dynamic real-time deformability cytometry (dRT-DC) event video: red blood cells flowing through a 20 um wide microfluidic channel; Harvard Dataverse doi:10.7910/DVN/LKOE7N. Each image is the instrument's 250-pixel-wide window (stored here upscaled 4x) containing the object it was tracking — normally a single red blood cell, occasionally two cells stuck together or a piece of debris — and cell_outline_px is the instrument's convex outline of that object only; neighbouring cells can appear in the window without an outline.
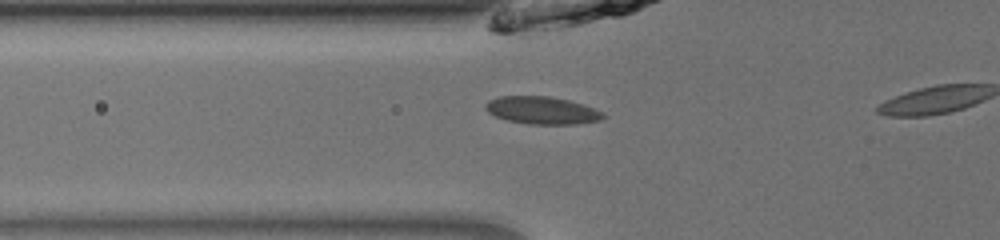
{"species": "common noctule bat (a hibernating species)", "species_latin": "Nyctalus noctula", "temperature_condition": "room temperature", "stored_images_in_passage": 10, "camera_frame_rate_fps": 3000, "um_per_image_px": 0.085, "animal": {"sex": "male", "body_mass_g": 13.0, "forearm_length_mm": 53.1}, "frame": {"image": 1, "passage_image": 9, "time_ms": 2.667, "image_size_px": [1000, 240], "cell_outline_px": [[604, 116], [600, 120], [576, 124], [528, 124], [508, 120], [496, 116], [488, 112], [484, 108], [484, 104], [488, 100], [500, 96], [548, 96], [568, 100], [584, 104], [604, 112]], "centroid_in_image_um": [46.06, 9.37], "position_along_channel_um": 79.7, "area_um2": 18.9}}